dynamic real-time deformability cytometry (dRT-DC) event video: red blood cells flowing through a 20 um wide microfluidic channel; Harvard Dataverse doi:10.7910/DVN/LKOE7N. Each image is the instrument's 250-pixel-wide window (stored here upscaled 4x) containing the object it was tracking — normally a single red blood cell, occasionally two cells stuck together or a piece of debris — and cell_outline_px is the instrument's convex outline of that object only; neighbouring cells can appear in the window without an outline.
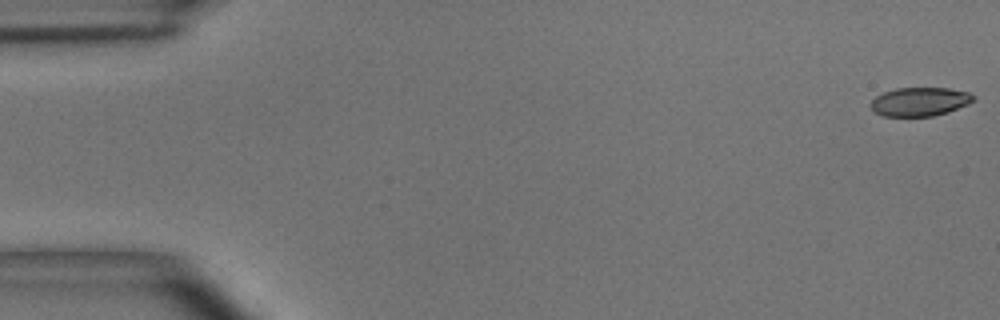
{"species": "common noctule bat (a hibernating species)", "species_latin": "Nyctalus noctula", "temperature_condition": "room temperature", "stored_images_in_passage": 55, "camera_frame_rate_fps": 3000, "um_per_image_px": 0.085, "animal": {"sex": "male", "body_mass_g": 15.6}, "frame": {"image": 1, "passage_image": 1, "time_ms": 0.0, "image_size_px": [1000, 320], "cell_outline_px": [[976, 100], [968, 104], [948, 112], [932, 116], [884, 116], [876, 112], [868, 104], [876, 96], [884, 92], [896, 88], [948, 88], [968, 92], [976, 96]], "centroid_in_image_um": [78.2, 8.64], "position_along_channel_um": 6.8, "area_um2": 17.22}}
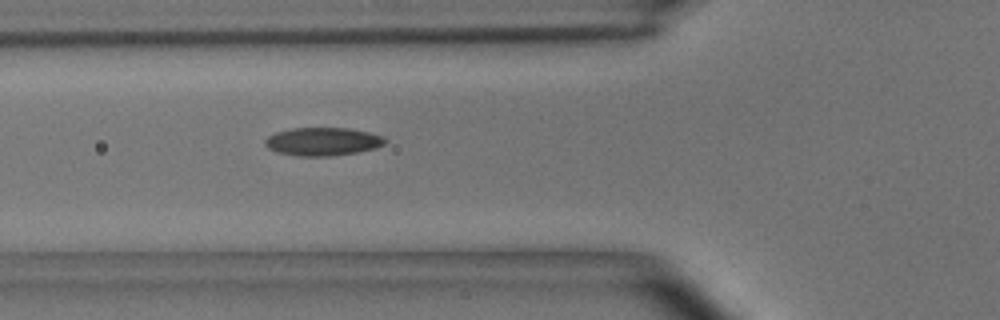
{"frame": {"image": 2, "passage_image": 20, "time_ms": 6.333, "image_size_px": [1000, 320], "cell_outline_px": [[388, 140], [384, 144], [376, 148], [356, 152], [332, 156], [300, 156], [280, 152], [268, 148], [264, 144], [264, 140], [268, 136], [276, 132], [292, 128], [348, 128], [368, 132], [384, 136]], "centroid_in_image_um": [27.45, 12.02], "position_along_channel_um": 98.3, "area_um2": 19.65}}
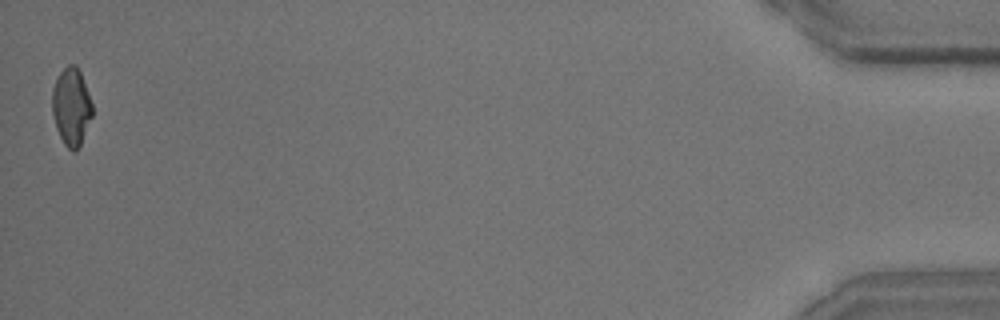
{"frame": {"image": 3, "passage_image": 55, "time_ms": 18.0, "image_size_px": [1000, 320], "cell_outline_px": [[92, 116], [80, 144], [76, 152], [72, 152], [64, 144], [56, 128], [52, 112], [52, 88], [60, 72], [68, 64], [76, 64], [80, 72], [88, 92], [92, 104]], "centroid_in_image_um": [6.05, 9.07], "position_along_channel_um": 429.1, "area_um2": 18.03}, "authors_computed_cell_mechanics": {"area_um2": 18.7272, "velocity_mm_per_s": 3.6167, "shape_relaxation_time_tau1_ms": 4.3943, "shape_relaxation_time_tau2_ms": 2.189, "deformation_change_tau1": 0.1349, "deformation_change_tau2": 0.0828}}